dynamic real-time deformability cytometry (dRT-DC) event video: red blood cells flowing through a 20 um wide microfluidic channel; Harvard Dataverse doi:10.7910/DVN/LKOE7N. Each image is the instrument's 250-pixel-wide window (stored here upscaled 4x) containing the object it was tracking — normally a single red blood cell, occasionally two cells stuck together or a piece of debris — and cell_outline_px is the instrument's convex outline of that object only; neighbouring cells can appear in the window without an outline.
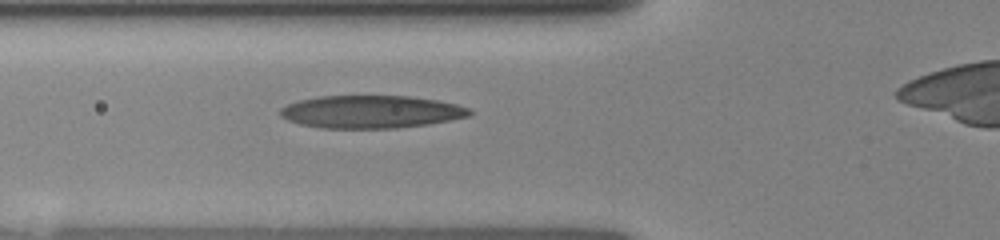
{"species": "human", "species_latin": "Homo sapiens", "temperature_condition": "room temperature", "stored_images_in_passage": 7, "camera_frame_rate_fps": 3000, "um_per_image_px": 0.085, "donor": {"sex": "female"}, "frame": {"image": 1, "passage_image": 6, "time_ms": 3.0, "image_size_px": [1000, 240], "cell_outline_px": [[472, 116], [428, 124], [396, 128], [324, 128], [300, 124], [288, 120], [280, 116], [280, 108], [288, 104], [300, 100], [320, 96], [408, 96], [436, 100], [456, 104], [472, 108]], "centroid_in_image_um": [31.57, 9.5], "position_along_channel_um": 94.2, "area_um2": 36.13}}